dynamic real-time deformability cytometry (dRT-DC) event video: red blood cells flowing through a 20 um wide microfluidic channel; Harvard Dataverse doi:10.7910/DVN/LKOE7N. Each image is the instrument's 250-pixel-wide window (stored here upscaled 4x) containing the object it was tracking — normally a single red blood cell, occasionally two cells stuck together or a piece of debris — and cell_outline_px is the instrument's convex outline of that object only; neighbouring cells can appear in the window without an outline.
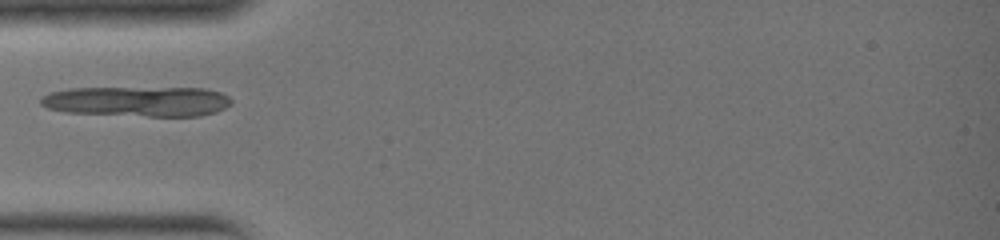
{"species": "common noctule bat (a hibernating species)", "species_latin": "Nyctalus noctula", "temperature_condition": "warm", "stored_images_in_passage": 21, "camera_frame_rate_fps": 3000, "um_per_image_px": 0.085, "animal": {"sex": "female", "body_mass_g": 19.0, "forearm_length_mm": 51.5}, "frame": {"image": 1, "passage_image": 1, "time_ms": 0.0, "image_size_px": [1000, 240], "cell_outline_px": [[232, 104], [216, 112], [200, 116], [148, 116], [64, 112], [48, 108], [40, 104], [40, 96], [52, 92], [68, 88], [204, 88], [220, 92], [228, 96], [232, 100]], "centroid_in_image_um": [11.69, 8.61], "position_along_channel_um": 73.3, "area_um2": 33.58}}
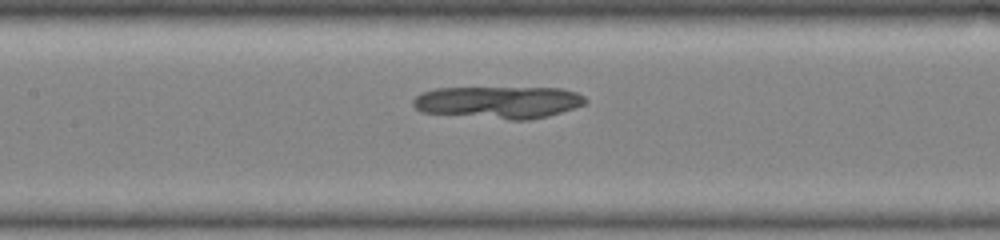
{"frame": {"image": 2, "passage_image": 6, "time_ms": 1.667, "image_size_px": [1000, 240], "cell_outline_px": [[588, 104], [548, 116], [528, 120], [508, 120], [420, 112], [412, 104], [412, 100], [420, 92], [436, 88], [560, 88], [576, 92], [584, 96], [588, 100]], "centroid_in_image_um": [42.38, 8.7], "position_along_channel_um": 165.0, "area_um2": 32.71}}
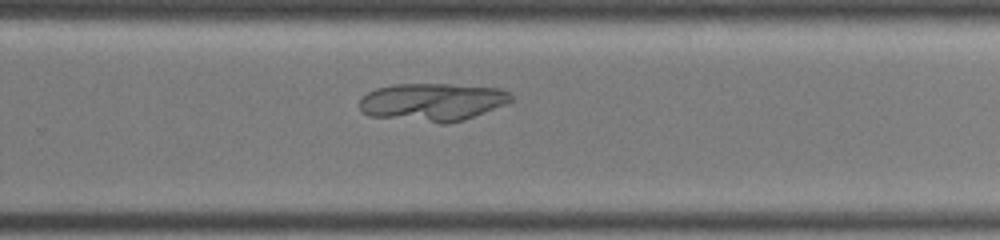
{"frame": {"image": 3, "passage_image": 13, "time_ms": 4.0, "image_size_px": [1000, 240], "cell_outline_px": [[516, 100], [508, 104], [464, 120], [448, 124], [440, 124], [368, 116], [360, 112], [360, 100], [368, 92], [376, 88], [392, 84], [448, 84], [500, 88], [508, 92]], "centroid_in_image_um": [36.77, 8.69], "position_along_channel_um": 293.0, "area_um2": 34.04}}